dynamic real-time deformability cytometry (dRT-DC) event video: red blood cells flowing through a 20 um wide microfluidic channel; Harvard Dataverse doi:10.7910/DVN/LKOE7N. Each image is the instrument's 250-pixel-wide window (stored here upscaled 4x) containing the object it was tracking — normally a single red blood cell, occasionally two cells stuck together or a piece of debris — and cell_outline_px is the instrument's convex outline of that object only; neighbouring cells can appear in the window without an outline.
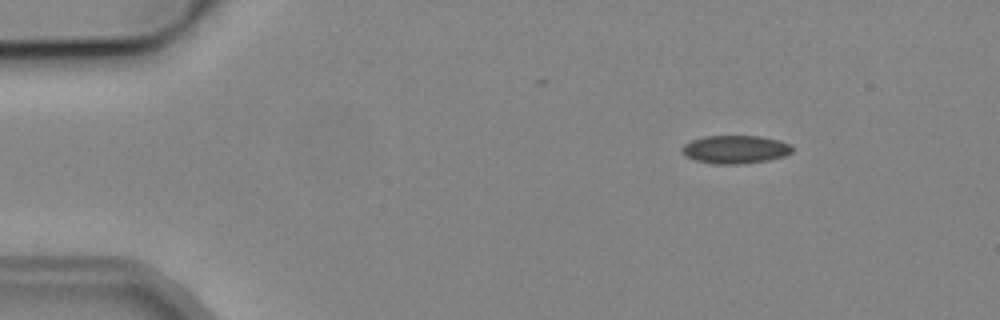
{"species": "common noctule bat (a hibernating species)", "species_latin": "Nyctalus noctula", "temperature_condition": "cold", "stored_images_in_passage": 6, "camera_frame_rate_fps": 3000, "um_per_image_px": 0.085, "animal": {"sex": "male", "body_mass_g": 19.2, "forearm_length_mm": 51.8}, "frame": {"image": 1, "passage_image": 1, "time_ms": 0.0, "image_size_px": [1000, 320], "cell_outline_px": [[792, 152], [784, 156], [768, 160], [744, 164], [716, 164], [696, 160], [684, 156], [680, 152], [680, 148], [684, 144], [692, 140], [704, 136], [760, 136], [780, 140], [792, 144]], "centroid_in_image_um": [62.49, 12.7], "position_along_channel_um": 22.5, "area_um2": 18.32}}
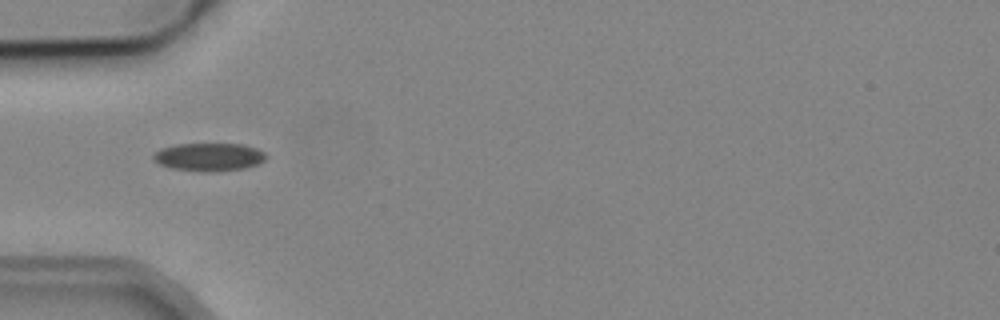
{"frame": {"image": 2, "passage_image": 4, "time_ms": 3.333, "image_size_px": [1000, 320], "cell_outline_px": [[268, 156], [264, 160], [256, 164], [244, 168], [216, 172], [212, 172], [172, 168], [160, 164], [152, 160], [152, 156], [160, 148], [176, 144], [240, 144], [256, 148], [264, 152]], "centroid_in_image_um": [17.75, 13.34], "position_along_channel_um": 67.2, "area_um2": 18.32}}
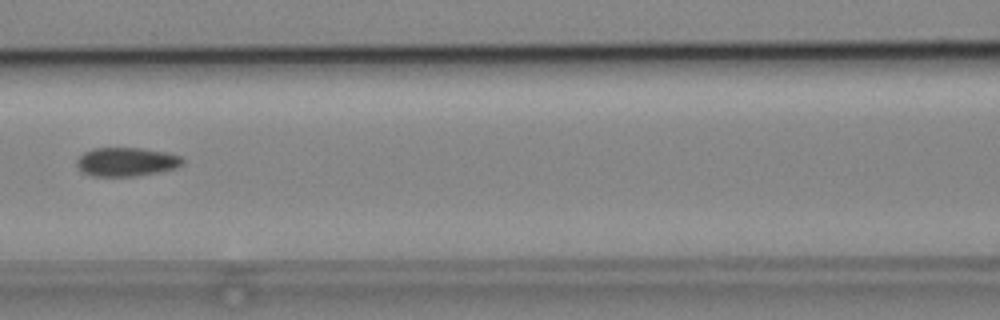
{"frame": {"image": 3, "passage_image": 6, "time_ms": 5.667, "image_size_px": [1000, 320], "cell_outline_px": [[184, 164], [176, 168], [136, 176], [92, 176], [80, 172], [76, 164], [76, 160], [84, 152], [92, 148], [140, 148], [168, 152], [180, 156], [184, 160]], "centroid_in_image_um": [10.73, 13.75], "position_along_channel_um": 155.9, "area_um2": 17.92}}